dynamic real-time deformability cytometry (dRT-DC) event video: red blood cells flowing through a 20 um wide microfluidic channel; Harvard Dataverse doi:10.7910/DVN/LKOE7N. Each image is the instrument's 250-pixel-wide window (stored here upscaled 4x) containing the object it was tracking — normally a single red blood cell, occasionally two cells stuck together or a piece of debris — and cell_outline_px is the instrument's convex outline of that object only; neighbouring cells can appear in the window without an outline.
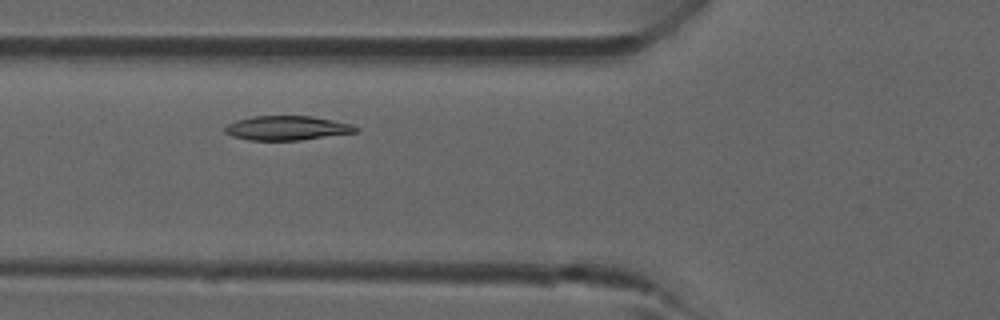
{"species": "common noctule bat (a hibernating species)", "species_latin": "Nyctalus noctula", "temperature_condition": "room temperature", "stored_images_in_passage": 32, "camera_frame_rate_fps": 3000, "um_per_image_px": 0.085, "animal": {"sex": "male", "forearm_length_mm": 52.5}, "frame": {"image": 1, "passage_image": 5, "time_ms": 1.333, "image_size_px": [1000, 320], "cell_outline_px": [[360, 132], [300, 140], [248, 140], [232, 136], [224, 132], [224, 128], [228, 124], [236, 120], [256, 116], [312, 116], [352, 124], [360, 128]], "centroid_in_image_um": [24.43, 10.89], "position_along_channel_um": 101.4, "area_um2": 18.61}}
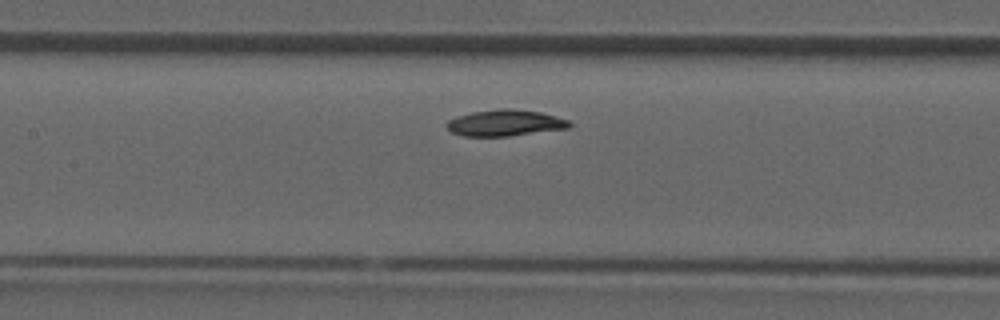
{"frame": {"image": 2, "passage_image": 9, "time_ms": 2.667, "image_size_px": [1000, 320], "cell_outline_px": [[572, 124], [568, 128], [508, 136], [464, 136], [452, 132], [448, 128], [448, 120], [456, 116], [472, 112], [500, 108], [512, 108], [540, 112], [568, 120]], "centroid_in_image_um": [42.92, 10.44], "position_along_channel_um": 164.5, "area_um2": 18.61}}
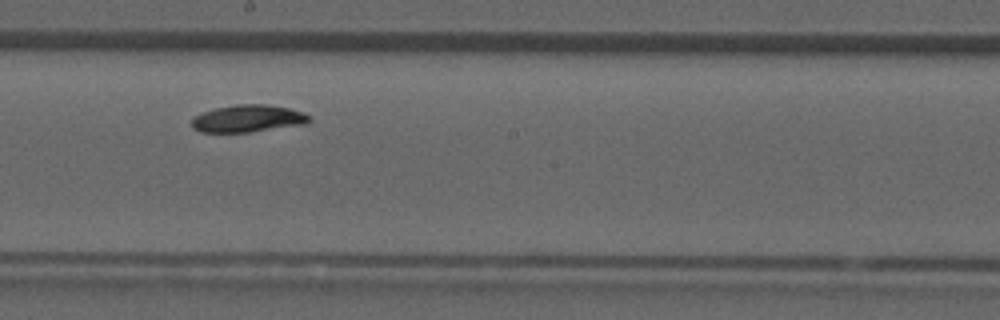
{"frame": {"image": 3, "passage_image": 13, "time_ms": 4.0, "image_size_px": [1000, 320], "cell_outline_px": [[312, 120], [304, 124], [248, 132], [200, 132], [192, 128], [192, 116], [216, 108], [236, 104], [268, 104], [288, 108], [304, 112], [312, 116]], "centroid_in_image_um": [21.08, 10.07], "position_along_channel_um": 227.1, "area_um2": 18.73}}